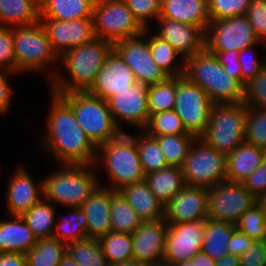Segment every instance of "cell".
<instances>
[{"label": "cell", "instance_id": "29", "mask_svg": "<svg viewBox=\"0 0 266 266\" xmlns=\"http://www.w3.org/2000/svg\"><path fill=\"white\" fill-rule=\"evenodd\" d=\"M95 0H44L40 5V18L71 21L92 18Z\"/></svg>", "mask_w": 266, "mask_h": 266}, {"label": "cell", "instance_id": "18", "mask_svg": "<svg viewBox=\"0 0 266 266\" xmlns=\"http://www.w3.org/2000/svg\"><path fill=\"white\" fill-rule=\"evenodd\" d=\"M166 223L164 219L141 222L132 234L133 260L149 266L163 265L168 227Z\"/></svg>", "mask_w": 266, "mask_h": 266}, {"label": "cell", "instance_id": "41", "mask_svg": "<svg viewBox=\"0 0 266 266\" xmlns=\"http://www.w3.org/2000/svg\"><path fill=\"white\" fill-rule=\"evenodd\" d=\"M154 62L165 71L168 76H183L185 66L172 69L173 59L180 53L167 41L154 35L148 40Z\"/></svg>", "mask_w": 266, "mask_h": 266}, {"label": "cell", "instance_id": "5", "mask_svg": "<svg viewBox=\"0 0 266 266\" xmlns=\"http://www.w3.org/2000/svg\"><path fill=\"white\" fill-rule=\"evenodd\" d=\"M246 105L214 104L205 133L200 137L208 145L227 155L244 140Z\"/></svg>", "mask_w": 266, "mask_h": 266}, {"label": "cell", "instance_id": "38", "mask_svg": "<svg viewBox=\"0 0 266 266\" xmlns=\"http://www.w3.org/2000/svg\"><path fill=\"white\" fill-rule=\"evenodd\" d=\"M148 110L150 115L158 112L173 110L176 97V76L148 85Z\"/></svg>", "mask_w": 266, "mask_h": 266}, {"label": "cell", "instance_id": "44", "mask_svg": "<svg viewBox=\"0 0 266 266\" xmlns=\"http://www.w3.org/2000/svg\"><path fill=\"white\" fill-rule=\"evenodd\" d=\"M72 210H73L72 212L73 217H71L72 220L69 218L63 220L56 227L57 231H60V232H54L53 234L54 238L62 242L64 240V243L66 244L87 238V232H86L87 222H86L85 213L80 207L73 208Z\"/></svg>", "mask_w": 266, "mask_h": 266}, {"label": "cell", "instance_id": "9", "mask_svg": "<svg viewBox=\"0 0 266 266\" xmlns=\"http://www.w3.org/2000/svg\"><path fill=\"white\" fill-rule=\"evenodd\" d=\"M214 103L208 94L184 75L176 76L174 110L186 131L200 138L206 131Z\"/></svg>", "mask_w": 266, "mask_h": 266}, {"label": "cell", "instance_id": "10", "mask_svg": "<svg viewBox=\"0 0 266 266\" xmlns=\"http://www.w3.org/2000/svg\"><path fill=\"white\" fill-rule=\"evenodd\" d=\"M15 29L13 30V51L16 72L43 69L49 61L56 58L57 54L52 49L41 21L32 25L17 26Z\"/></svg>", "mask_w": 266, "mask_h": 266}, {"label": "cell", "instance_id": "6", "mask_svg": "<svg viewBox=\"0 0 266 266\" xmlns=\"http://www.w3.org/2000/svg\"><path fill=\"white\" fill-rule=\"evenodd\" d=\"M97 148H101L100 150L104 153L107 171L116 186L112 190L119 191L127 185L145 180L138 147L133 136L122 132Z\"/></svg>", "mask_w": 266, "mask_h": 266}, {"label": "cell", "instance_id": "39", "mask_svg": "<svg viewBox=\"0 0 266 266\" xmlns=\"http://www.w3.org/2000/svg\"><path fill=\"white\" fill-rule=\"evenodd\" d=\"M135 142L145 175L168 167L160 145L154 137L145 132V135L140 136V139L136 137Z\"/></svg>", "mask_w": 266, "mask_h": 266}, {"label": "cell", "instance_id": "16", "mask_svg": "<svg viewBox=\"0 0 266 266\" xmlns=\"http://www.w3.org/2000/svg\"><path fill=\"white\" fill-rule=\"evenodd\" d=\"M40 21L48 34L52 49L58 55H63L70 49L90 42L96 37L93 18L71 21L40 18Z\"/></svg>", "mask_w": 266, "mask_h": 266}, {"label": "cell", "instance_id": "28", "mask_svg": "<svg viewBox=\"0 0 266 266\" xmlns=\"http://www.w3.org/2000/svg\"><path fill=\"white\" fill-rule=\"evenodd\" d=\"M144 181L164 207L186 185L182 167L178 166H168L146 174Z\"/></svg>", "mask_w": 266, "mask_h": 266}, {"label": "cell", "instance_id": "36", "mask_svg": "<svg viewBox=\"0 0 266 266\" xmlns=\"http://www.w3.org/2000/svg\"><path fill=\"white\" fill-rule=\"evenodd\" d=\"M67 254L79 266H109L100 242L85 238L67 244Z\"/></svg>", "mask_w": 266, "mask_h": 266}, {"label": "cell", "instance_id": "59", "mask_svg": "<svg viewBox=\"0 0 266 266\" xmlns=\"http://www.w3.org/2000/svg\"><path fill=\"white\" fill-rule=\"evenodd\" d=\"M58 266H79L67 253Z\"/></svg>", "mask_w": 266, "mask_h": 266}, {"label": "cell", "instance_id": "34", "mask_svg": "<svg viewBox=\"0 0 266 266\" xmlns=\"http://www.w3.org/2000/svg\"><path fill=\"white\" fill-rule=\"evenodd\" d=\"M109 266L133 259L132 234L111 231L99 240Z\"/></svg>", "mask_w": 266, "mask_h": 266}, {"label": "cell", "instance_id": "31", "mask_svg": "<svg viewBox=\"0 0 266 266\" xmlns=\"http://www.w3.org/2000/svg\"><path fill=\"white\" fill-rule=\"evenodd\" d=\"M0 21L27 26L40 21V6L33 0H0Z\"/></svg>", "mask_w": 266, "mask_h": 266}, {"label": "cell", "instance_id": "22", "mask_svg": "<svg viewBox=\"0 0 266 266\" xmlns=\"http://www.w3.org/2000/svg\"><path fill=\"white\" fill-rule=\"evenodd\" d=\"M112 189L97 187L80 207L86 215L87 238L99 240L112 231L110 209Z\"/></svg>", "mask_w": 266, "mask_h": 266}, {"label": "cell", "instance_id": "62", "mask_svg": "<svg viewBox=\"0 0 266 266\" xmlns=\"http://www.w3.org/2000/svg\"><path fill=\"white\" fill-rule=\"evenodd\" d=\"M173 266H196V260L191 258L190 260L184 261L182 263H179Z\"/></svg>", "mask_w": 266, "mask_h": 266}, {"label": "cell", "instance_id": "11", "mask_svg": "<svg viewBox=\"0 0 266 266\" xmlns=\"http://www.w3.org/2000/svg\"><path fill=\"white\" fill-rule=\"evenodd\" d=\"M197 141L200 147H194L193 144ZM182 171L185 184L205 188L214 187L226 180V155L201 138H196L188 151Z\"/></svg>", "mask_w": 266, "mask_h": 266}, {"label": "cell", "instance_id": "1", "mask_svg": "<svg viewBox=\"0 0 266 266\" xmlns=\"http://www.w3.org/2000/svg\"><path fill=\"white\" fill-rule=\"evenodd\" d=\"M52 96L46 148L65 164L88 166L96 163L98 148L78 124L71 106L59 94L52 92Z\"/></svg>", "mask_w": 266, "mask_h": 266}, {"label": "cell", "instance_id": "63", "mask_svg": "<svg viewBox=\"0 0 266 266\" xmlns=\"http://www.w3.org/2000/svg\"><path fill=\"white\" fill-rule=\"evenodd\" d=\"M34 2H36L39 6L41 5V3L44 1V0H33Z\"/></svg>", "mask_w": 266, "mask_h": 266}, {"label": "cell", "instance_id": "26", "mask_svg": "<svg viewBox=\"0 0 266 266\" xmlns=\"http://www.w3.org/2000/svg\"><path fill=\"white\" fill-rule=\"evenodd\" d=\"M119 192L142 221L164 219V205L155 197L145 181L127 185Z\"/></svg>", "mask_w": 266, "mask_h": 266}, {"label": "cell", "instance_id": "14", "mask_svg": "<svg viewBox=\"0 0 266 266\" xmlns=\"http://www.w3.org/2000/svg\"><path fill=\"white\" fill-rule=\"evenodd\" d=\"M137 37L121 39L114 43V51L132 70L137 82L151 85L166 80L169 76L153 60L149 42Z\"/></svg>", "mask_w": 266, "mask_h": 266}, {"label": "cell", "instance_id": "45", "mask_svg": "<svg viewBox=\"0 0 266 266\" xmlns=\"http://www.w3.org/2000/svg\"><path fill=\"white\" fill-rule=\"evenodd\" d=\"M252 0H207L211 21L246 15Z\"/></svg>", "mask_w": 266, "mask_h": 266}, {"label": "cell", "instance_id": "56", "mask_svg": "<svg viewBox=\"0 0 266 266\" xmlns=\"http://www.w3.org/2000/svg\"><path fill=\"white\" fill-rule=\"evenodd\" d=\"M0 266H28L26 256L20 253H0Z\"/></svg>", "mask_w": 266, "mask_h": 266}, {"label": "cell", "instance_id": "55", "mask_svg": "<svg viewBox=\"0 0 266 266\" xmlns=\"http://www.w3.org/2000/svg\"><path fill=\"white\" fill-rule=\"evenodd\" d=\"M10 87L8 86L7 76L0 71V114L8 110L11 95Z\"/></svg>", "mask_w": 266, "mask_h": 266}, {"label": "cell", "instance_id": "60", "mask_svg": "<svg viewBox=\"0 0 266 266\" xmlns=\"http://www.w3.org/2000/svg\"><path fill=\"white\" fill-rule=\"evenodd\" d=\"M256 203L266 212V191L256 198Z\"/></svg>", "mask_w": 266, "mask_h": 266}, {"label": "cell", "instance_id": "13", "mask_svg": "<svg viewBox=\"0 0 266 266\" xmlns=\"http://www.w3.org/2000/svg\"><path fill=\"white\" fill-rule=\"evenodd\" d=\"M205 227L206 219L168 223L163 265L182 263L202 251Z\"/></svg>", "mask_w": 266, "mask_h": 266}, {"label": "cell", "instance_id": "57", "mask_svg": "<svg viewBox=\"0 0 266 266\" xmlns=\"http://www.w3.org/2000/svg\"><path fill=\"white\" fill-rule=\"evenodd\" d=\"M215 266H240L239 257L236 255L226 254L221 259L215 261Z\"/></svg>", "mask_w": 266, "mask_h": 266}, {"label": "cell", "instance_id": "15", "mask_svg": "<svg viewBox=\"0 0 266 266\" xmlns=\"http://www.w3.org/2000/svg\"><path fill=\"white\" fill-rule=\"evenodd\" d=\"M209 26L214 31L205 37L208 51H241L259 41L245 15L210 21Z\"/></svg>", "mask_w": 266, "mask_h": 266}, {"label": "cell", "instance_id": "58", "mask_svg": "<svg viewBox=\"0 0 266 266\" xmlns=\"http://www.w3.org/2000/svg\"><path fill=\"white\" fill-rule=\"evenodd\" d=\"M193 259L196 260V266H215V260L203 251L198 252Z\"/></svg>", "mask_w": 266, "mask_h": 266}, {"label": "cell", "instance_id": "20", "mask_svg": "<svg viewBox=\"0 0 266 266\" xmlns=\"http://www.w3.org/2000/svg\"><path fill=\"white\" fill-rule=\"evenodd\" d=\"M147 91L148 85L136 82L128 90L118 92L108 100L109 109L118 127L116 120L120 117L128 123L146 128L150 119Z\"/></svg>", "mask_w": 266, "mask_h": 266}, {"label": "cell", "instance_id": "33", "mask_svg": "<svg viewBox=\"0 0 266 266\" xmlns=\"http://www.w3.org/2000/svg\"><path fill=\"white\" fill-rule=\"evenodd\" d=\"M112 231L133 234L142 220L119 191L112 190L110 209Z\"/></svg>", "mask_w": 266, "mask_h": 266}, {"label": "cell", "instance_id": "37", "mask_svg": "<svg viewBox=\"0 0 266 266\" xmlns=\"http://www.w3.org/2000/svg\"><path fill=\"white\" fill-rule=\"evenodd\" d=\"M162 150L168 166L182 167L191 144L196 137L192 134L162 135L154 137Z\"/></svg>", "mask_w": 266, "mask_h": 266}, {"label": "cell", "instance_id": "61", "mask_svg": "<svg viewBox=\"0 0 266 266\" xmlns=\"http://www.w3.org/2000/svg\"><path fill=\"white\" fill-rule=\"evenodd\" d=\"M113 266H149V265L132 259L130 261H126L124 263L113 265Z\"/></svg>", "mask_w": 266, "mask_h": 266}, {"label": "cell", "instance_id": "30", "mask_svg": "<svg viewBox=\"0 0 266 266\" xmlns=\"http://www.w3.org/2000/svg\"><path fill=\"white\" fill-rule=\"evenodd\" d=\"M235 229L232 223L206 219L202 251L215 261L221 259L228 254V243Z\"/></svg>", "mask_w": 266, "mask_h": 266}, {"label": "cell", "instance_id": "3", "mask_svg": "<svg viewBox=\"0 0 266 266\" xmlns=\"http://www.w3.org/2000/svg\"><path fill=\"white\" fill-rule=\"evenodd\" d=\"M114 50V43L95 37L90 42L74 47L62 56L72 82H64L61 77L52 84V92L86 91L94 82L107 57Z\"/></svg>", "mask_w": 266, "mask_h": 266}, {"label": "cell", "instance_id": "50", "mask_svg": "<svg viewBox=\"0 0 266 266\" xmlns=\"http://www.w3.org/2000/svg\"><path fill=\"white\" fill-rule=\"evenodd\" d=\"M214 53L220 64L223 66V70L229 76L234 77L238 80L243 86L245 81L242 78V71L240 62L238 61L239 51L229 50V51H210Z\"/></svg>", "mask_w": 266, "mask_h": 266}, {"label": "cell", "instance_id": "12", "mask_svg": "<svg viewBox=\"0 0 266 266\" xmlns=\"http://www.w3.org/2000/svg\"><path fill=\"white\" fill-rule=\"evenodd\" d=\"M256 198L243 183L224 180L208 188L209 219L236 225Z\"/></svg>", "mask_w": 266, "mask_h": 266}, {"label": "cell", "instance_id": "27", "mask_svg": "<svg viewBox=\"0 0 266 266\" xmlns=\"http://www.w3.org/2000/svg\"><path fill=\"white\" fill-rule=\"evenodd\" d=\"M37 243V238L21 216L14 220L0 222V253L26 252Z\"/></svg>", "mask_w": 266, "mask_h": 266}, {"label": "cell", "instance_id": "2", "mask_svg": "<svg viewBox=\"0 0 266 266\" xmlns=\"http://www.w3.org/2000/svg\"><path fill=\"white\" fill-rule=\"evenodd\" d=\"M183 60L184 76L199 85L214 104L242 102L244 86L225 73L214 53L205 48Z\"/></svg>", "mask_w": 266, "mask_h": 266}, {"label": "cell", "instance_id": "52", "mask_svg": "<svg viewBox=\"0 0 266 266\" xmlns=\"http://www.w3.org/2000/svg\"><path fill=\"white\" fill-rule=\"evenodd\" d=\"M242 183L255 198L266 191V156L262 164Z\"/></svg>", "mask_w": 266, "mask_h": 266}, {"label": "cell", "instance_id": "23", "mask_svg": "<svg viewBox=\"0 0 266 266\" xmlns=\"http://www.w3.org/2000/svg\"><path fill=\"white\" fill-rule=\"evenodd\" d=\"M160 17L196 25L210 31L207 0H161Z\"/></svg>", "mask_w": 266, "mask_h": 266}, {"label": "cell", "instance_id": "19", "mask_svg": "<svg viewBox=\"0 0 266 266\" xmlns=\"http://www.w3.org/2000/svg\"><path fill=\"white\" fill-rule=\"evenodd\" d=\"M136 82L130 67L113 50L86 91L108 101L116 93L128 90Z\"/></svg>", "mask_w": 266, "mask_h": 266}, {"label": "cell", "instance_id": "49", "mask_svg": "<svg viewBox=\"0 0 266 266\" xmlns=\"http://www.w3.org/2000/svg\"><path fill=\"white\" fill-rule=\"evenodd\" d=\"M0 65L4 71L16 72V62L13 51V28L0 26Z\"/></svg>", "mask_w": 266, "mask_h": 266}, {"label": "cell", "instance_id": "43", "mask_svg": "<svg viewBox=\"0 0 266 266\" xmlns=\"http://www.w3.org/2000/svg\"><path fill=\"white\" fill-rule=\"evenodd\" d=\"M236 228L254 240H266V212L255 203L241 216Z\"/></svg>", "mask_w": 266, "mask_h": 266}, {"label": "cell", "instance_id": "8", "mask_svg": "<svg viewBox=\"0 0 266 266\" xmlns=\"http://www.w3.org/2000/svg\"><path fill=\"white\" fill-rule=\"evenodd\" d=\"M92 18L95 36L113 43L147 33L123 0H95Z\"/></svg>", "mask_w": 266, "mask_h": 266}, {"label": "cell", "instance_id": "35", "mask_svg": "<svg viewBox=\"0 0 266 266\" xmlns=\"http://www.w3.org/2000/svg\"><path fill=\"white\" fill-rule=\"evenodd\" d=\"M52 205L43 203L41 200L21 215L37 240L53 237L54 233L51 228H53L55 209Z\"/></svg>", "mask_w": 266, "mask_h": 266}, {"label": "cell", "instance_id": "42", "mask_svg": "<svg viewBox=\"0 0 266 266\" xmlns=\"http://www.w3.org/2000/svg\"><path fill=\"white\" fill-rule=\"evenodd\" d=\"M252 107L246 106L244 140L266 150V109L257 112Z\"/></svg>", "mask_w": 266, "mask_h": 266}, {"label": "cell", "instance_id": "51", "mask_svg": "<svg viewBox=\"0 0 266 266\" xmlns=\"http://www.w3.org/2000/svg\"><path fill=\"white\" fill-rule=\"evenodd\" d=\"M240 266H266V240H255L242 255Z\"/></svg>", "mask_w": 266, "mask_h": 266}, {"label": "cell", "instance_id": "24", "mask_svg": "<svg viewBox=\"0 0 266 266\" xmlns=\"http://www.w3.org/2000/svg\"><path fill=\"white\" fill-rule=\"evenodd\" d=\"M265 156V149L244 141L226 155V180L242 183L262 164Z\"/></svg>", "mask_w": 266, "mask_h": 266}, {"label": "cell", "instance_id": "7", "mask_svg": "<svg viewBox=\"0 0 266 266\" xmlns=\"http://www.w3.org/2000/svg\"><path fill=\"white\" fill-rule=\"evenodd\" d=\"M61 172H55L43 181V195L51 202L62 203L70 208L81 207L97 188L94 175L87 165L66 164Z\"/></svg>", "mask_w": 266, "mask_h": 266}, {"label": "cell", "instance_id": "48", "mask_svg": "<svg viewBox=\"0 0 266 266\" xmlns=\"http://www.w3.org/2000/svg\"><path fill=\"white\" fill-rule=\"evenodd\" d=\"M245 16L256 38L266 40V0H252Z\"/></svg>", "mask_w": 266, "mask_h": 266}, {"label": "cell", "instance_id": "47", "mask_svg": "<svg viewBox=\"0 0 266 266\" xmlns=\"http://www.w3.org/2000/svg\"><path fill=\"white\" fill-rule=\"evenodd\" d=\"M127 7L133 13L135 19L140 23L144 29L146 26V19L155 16L157 19L161 14V0H123Z\"/></svg>", "mask_w": 266, "mask_h": 266}, {"label": "cell", "instance_id": "40", "mask_svg": "<svg viewBox=\"0 0 266 266\" xmlns=\"http://www.w3.org/2000/svg\"><path fill=\"white\" fill-rule=\"evenodd\" d=\"M145 129H148L146 133L151 137L190 134L186 131L181 118L174 109L151 114Z\"/></svg>", "mask_w": 266, "mask_h": 266}, {"label": "cell", "instance_id": "17", "mask_svg": "<svg viewBox=\"0 0 266 266\" xmlns=\"http://www.w3.org/2000/svg\"><path fill=\"white\" fill-rule=\"evenodd\" d=\"M209 218L208 188L185 185L164 207L167 223L193 222Z\"/></svg>", "mask_w": 266, "mask_h": 266}, {"label": "cell", "instance_id": "25", "mask_svg": "<svg viewBox=\"0 0 266 266\" xmlns=\"http://www.w3.org/2000/svg\"><path fill=\"white\" fill-rule=\"evenodd\" d=\"M9 184L7 202L13 216H21L41 201L39 195L43 193V182L38 190L33 184L32 177L25 170H18Z\"/></svg>", "mask_w": 266, "mask_h": 266}, {"label": "cell", "instance_id": "53", "mask_svg": "<svg viewBox=\"0 0 266 266\" xmlns=\"http://www.w3.org/2000/svg\"><path fill=\"white\" fill-rule=\"evenodd\" d=\"M252 46H247L241 51H239L238 61L240 62L242 78L245 82L249 81L251 78L255 77L257 73L266 65V63L257 62L254 57H245L250 52ZM244 55V56H243ZM247 58V59H246ZM249 59V60H248Z\"/></svg>", "mask_w": 266, "mask_h": 266}, {"label": "cell", "instance_id": "32", "mask_svg": "<svg viewBox=\"0 0 266 266\" xmlns=\"http://www.w3.org/2000/svg\"><path fill=\"white\" fill-rule=\"evenodd\" d=\"M67 253V244L58 239H38L25 254L28 266H58Z\"/></svg>", "mask_w": 266, "mask_h": 266}, {"label": "cell", "instance_id": "21", "mask_svg": "<svg viewBox=\"0 0 266 266\" xmlns=\"http://www.w3.org/2000/svg\"><path fill=\"white\" fill-rule=\"evenodd\" d=\"M161 39L169 42L183 58H188L206 48V31L196 25L178 22L169 18L159 17Z\"/></svg>", "mask_w": 266, "mask_h": 266}, {"label": "cell", "instance_id": "4", "mask_svg": "<svg viewBox=\"0 0 266 266\" xmlns=\"http://www.w3.org/2000/svg\"><path fill=\"white\" fill-rule=\"evenodd\" d=\"M59 95L71 106L78 124L97 147L122 133L107 100L87 91H70Z\"/></svg>", "mask_w": 266, "mask_h": 266}, {"label": "cell", "instance_id": "46", "mask_svg": "<svg viewBox=\"0 0 266 266\" xmlns=\"http://www.w3.org/2000/svg\"><path fill=\"white\" fill-rule=\"evenodd\" d=\"M242 102L249 107L251 103L252 105L255 103V107L266 109V65L255 77L245 83Z\"/></svg>", "mask_w": 266, "mask_h": 266}, {"label": "cell", "instance_id": "54", "mask_svg": "<svg viewBox=\"0 0 266 266\" xmlns=\"http://www.w3.org/2000/svg\"><path fill=\"white\" fill-rule=\"evenodd\" d=\"M255 240L237 228L233 231L232 237L228 243V254L240 256Z\"/></svg>", "mask_w": 266, "mask_h": 266}]
</instances>
